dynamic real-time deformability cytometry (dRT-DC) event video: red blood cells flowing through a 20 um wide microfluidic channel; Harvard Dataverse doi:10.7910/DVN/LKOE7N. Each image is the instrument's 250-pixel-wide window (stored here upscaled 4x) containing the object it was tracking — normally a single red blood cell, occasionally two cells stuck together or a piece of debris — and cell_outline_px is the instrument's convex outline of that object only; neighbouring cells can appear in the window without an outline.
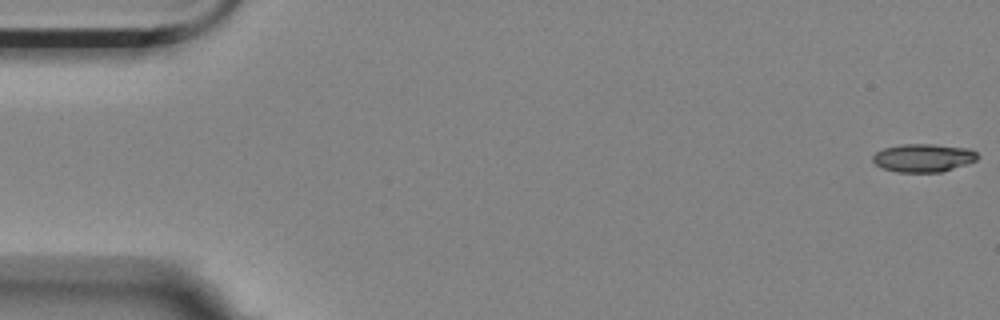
{"species": "Egyptian fruit bat (a non-hibernating species)", "species_latin": "Rousettus aegyptiacus", "temperature_condition": "room temperature", "stored_images_in_passage": 57, "camera_frame_rate_fps": 3000, "um_per_image_px": 0.085, "animal": {"sex": "female"}, "frame": {"image": 1, "passage_image": 1, "time_ms": 0.0, "image_size_px": [1000, 320], "cell_outline_px": [[980, 156], [976, 160], [940, 172], [896, 172], [884, 168], [876, 164], [872, 160], [872, 156], [876, 152], [884, 148], [900, 144], [932, 144], [968, 148], [976, 152]], "centroid_in_image_um": [78.46, 13.41], "position_along_channel_um": 6.5, "area_um2": 17.05}}
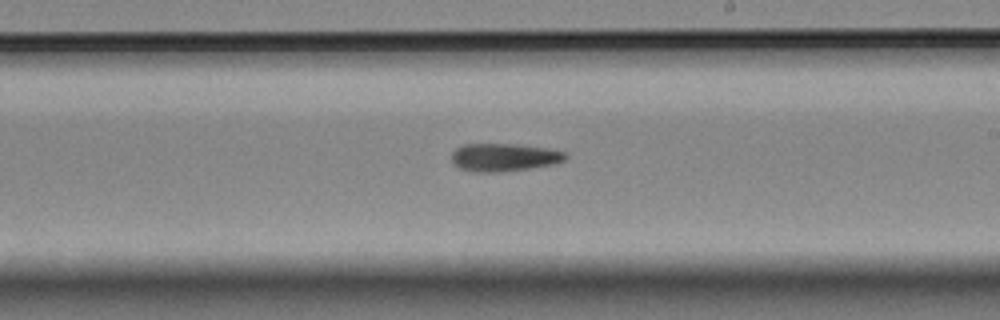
{"frame": {"image": 2, "passage_image": 33, "time_ms": 10.667, "image_size_px": [1000, 320], "cell_outline_px": [[568, 156], [564, 160], [556, 164], [532, 168], [500, 172], [472, 172], [460, 168], [452, 164], [452, 152], [456, 148], [464, 144], [512, 144], [544, 148], [564, 152]], "centroid_in_image_um": [42.81, 13.38], "position_along_channel_um": 246.2, "area_um2": 18.55}}
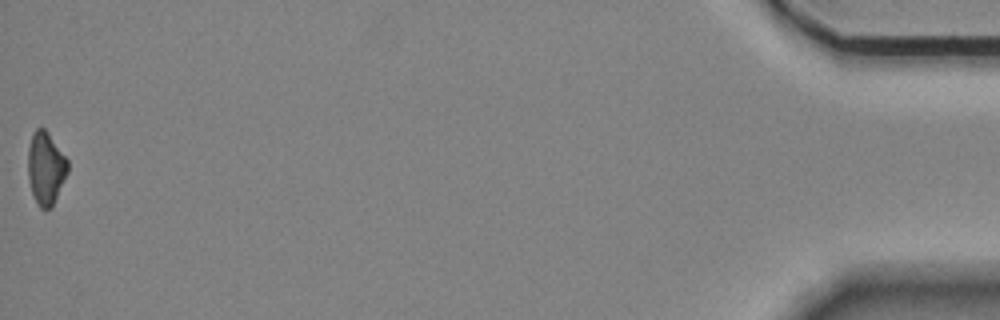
{"frame": {"image": 3, "passage_image": 57, "time_ms": 18.667, "image_size_px": [1000, 320], "cell_outline_px": [[68, 172], [52, 208], [40, 208], [36, 204], [32, 192], [28, 176], [28, 148], [32, 132], [36, 128], [44, 128], [48, 132], [68, 160]], "centroid_in_image_um": [3.89, 14.29], "position_along_channel_um": 431.3, "area_um2": 16.94}}